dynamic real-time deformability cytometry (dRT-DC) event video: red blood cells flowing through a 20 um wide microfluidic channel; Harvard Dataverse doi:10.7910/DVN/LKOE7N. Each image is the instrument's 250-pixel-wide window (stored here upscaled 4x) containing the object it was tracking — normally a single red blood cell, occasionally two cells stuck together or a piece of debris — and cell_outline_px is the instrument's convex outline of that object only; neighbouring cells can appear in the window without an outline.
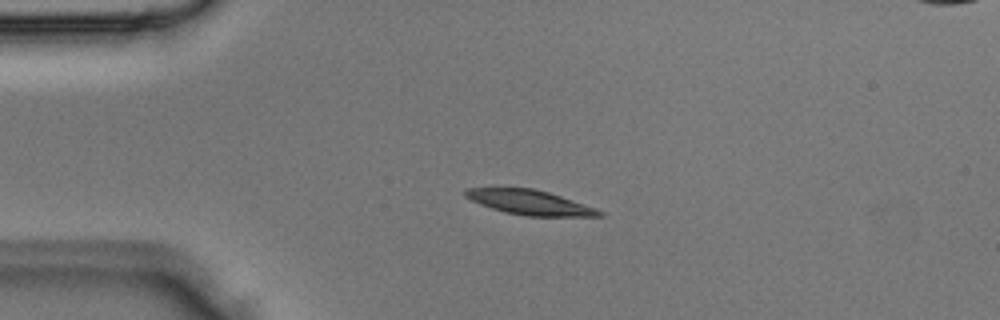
{"species": "Egyptian fruit bat (a non-hibernating species)", "species_latin": "Rousettus aegyptiacus", "temperature_condition": "room temperature", "stored_images_in_passage": 4, "camera_frame_rate_fps": 3000, "um_per_image_px": 0.085, "animal": {"sex": "male"}, "frame": {"image": 1, "passage_image": 3, "time_ms": 0.667, "image_size_px": [1000, 320], "cell_outline_px": [[604, 216], [528, 216], [504, 212], [480, 204], [464, 196], [464, 188], [532, 188], [548, 192], [596, 208], [604, 212]], "centroid_in_image_um": [45.03, 17.2], "position_along_channel_um": 40.0, "area_um2": 19.07}}
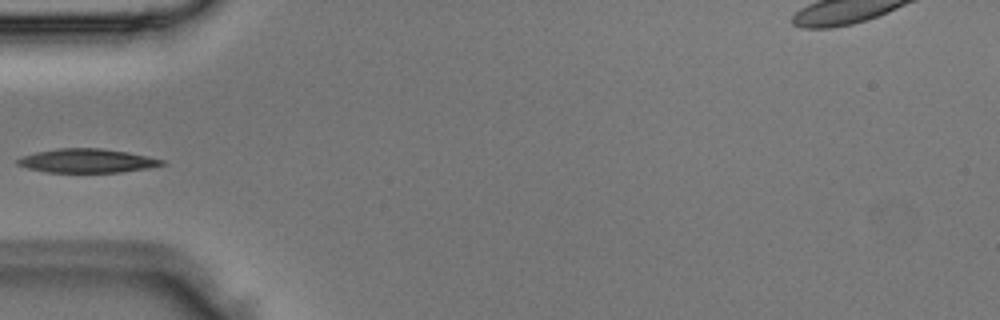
{"frame": {"image": 2, "passage_image": 4, "time_ms": 1.0, "image_size_px": [1000, 320], "cell_outline_px": [[164, 164], [148, 168], [120, 172], [48, 172], [28, 168], [16, 164], [16, 160], [20, 156], [36, 152], [60, 148], [100, 148], [128, 152], [148, 156], [164, 160]], "centroid_in_image_um": [7.37, 13.66], "position_along_channel_um": 77.6, "area_um2": 20.0}}